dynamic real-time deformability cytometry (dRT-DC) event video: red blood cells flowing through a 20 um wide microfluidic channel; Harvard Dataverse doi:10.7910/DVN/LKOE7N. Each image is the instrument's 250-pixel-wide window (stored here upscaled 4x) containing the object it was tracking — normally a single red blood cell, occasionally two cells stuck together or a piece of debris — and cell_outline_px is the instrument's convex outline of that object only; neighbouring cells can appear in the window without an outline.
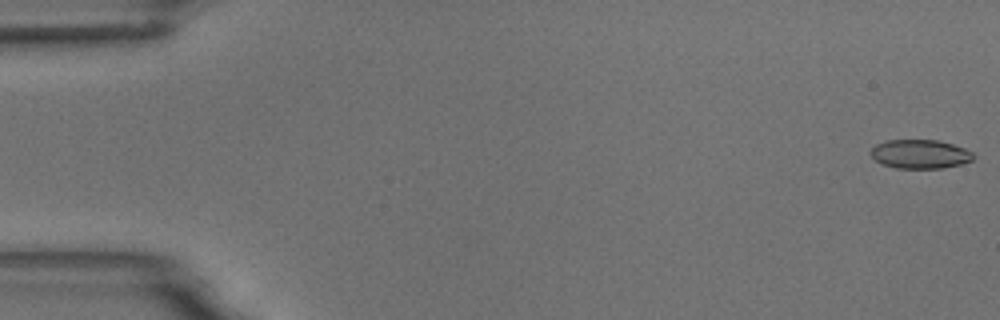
{"species": "common noctule bat (a hibernating species)", "species_latin": "Nyctalus noctula", "temperature_condition": "room temperature", "stored_images_in_passage": 54, "camera_frame_rate_fps": 3000, "um_per_image_px": 0.085, "animal": {"sex": "male", "body_mass_g": 18.8}, "frame": {"image": 1, "passage_image": 1, "time_ms": 0.0, "image_size_px": [1000, 320], "cell_outline_px": [[976, 156], [972, 160], [960, 164], [944, 168], [896, 168], [884, 164], [876, 160], [872, 156], [872, 148], [876, 144], [888, 140], [936, 140], [952, 144], [964, 148], [972, 152]], "centroid_in_image_um": [78.24, 13.09], "position_along_channel_um": 6.8, "area_um2": 17.11}}
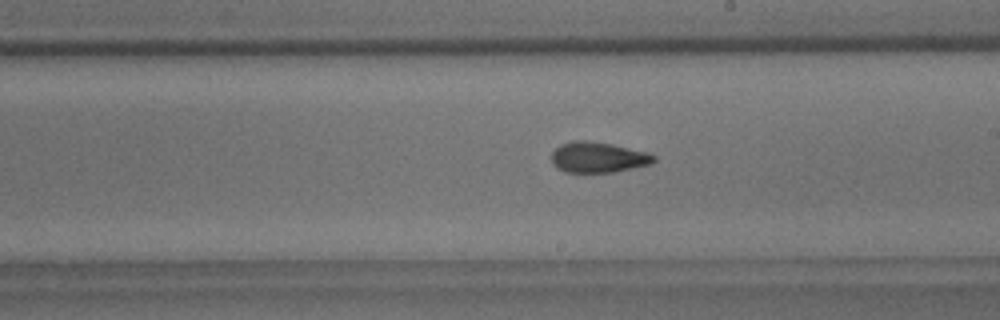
{"frame": {"image": 2, "passage_image": 31, "time_ms": 10.0, "image_size_px": [1000, 320], "cell_outline_px": [[656, 160], [652, 164], [612, 172], [564, 172], [556, 168], [552, 164], [552, 152], [560, 144], [572, 140], [588, 140], [612, 144], [648, 152], [656, 156]], "centroid_in_image_um": [50.83, 13.36], "position_along_channel_um": 238.2, "area_um2": 18.44}}
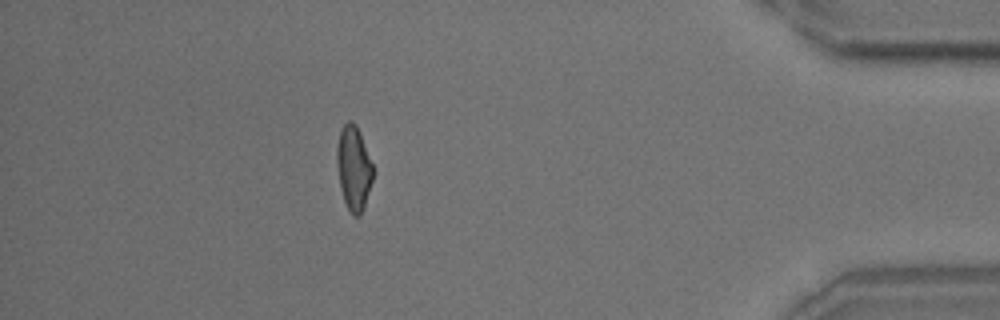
{"frame": {"image": 3, "passage_image": 48, "time_ms": 15.667, "image_size_px": [1000, 320], "cell_outline_px": [[372, 180], [360, 216], [352, 216], [344, 200], [340, 188], [336, 164], [336, 148], [340, 132], [344, 124], [348, 120], [352, 120], [356, 124], [360, 132], [372, 164]], "centroid_in_image_um": [30.03, 14.26], "position_along_channel_um": 405.2, "area_um2": 17.57}, "authors_computed_cell_mechanics": {"area_um2": 18.0047, "velocity_mm_per_s": 3.769, "shape_relaxation_time_tau1_ms": 7.5089, "shape_relaxation_time_tau2_ms": 2.1625, "deformation_change_tau1": 0.1943, "deformation_change_tau2": 0.0986}}